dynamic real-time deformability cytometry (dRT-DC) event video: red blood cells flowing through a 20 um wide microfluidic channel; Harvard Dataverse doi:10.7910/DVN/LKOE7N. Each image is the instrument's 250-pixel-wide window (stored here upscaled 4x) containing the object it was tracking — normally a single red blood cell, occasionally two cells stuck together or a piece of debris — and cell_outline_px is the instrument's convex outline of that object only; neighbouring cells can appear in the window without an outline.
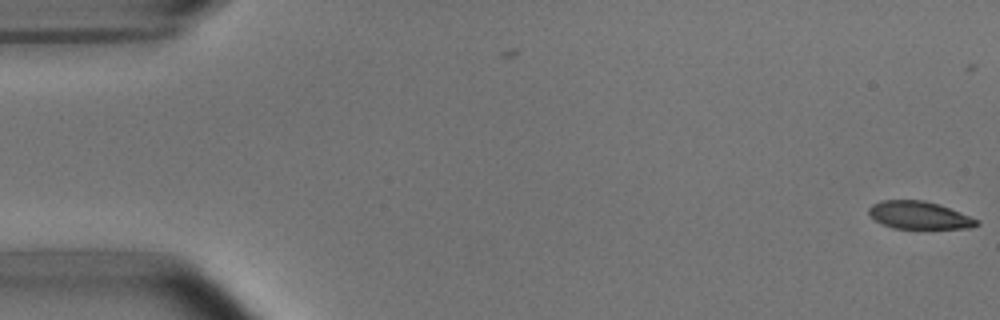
{"species": "common noctule bat (a hibernating species)", "species_latin": "Nyctalus noctula", "temperature_condition": "room temperature", "stored_images_in_passage": 4, "camera_frame_rate_fps": 3000, "um_per_image_px": 0.085, "animal": {"sex": "male", "body_mass_g": 15.6}, "frame": {"image": 1, "passage_image": 4, "time_ms": 1.0, "image_size_px": [1000, 320], "cell_outline_px": [[980, 224], [968, 228], [892, 228], [876, 220], [868, 212], [868, 208], [872, 204], [880, 200], [924, 200], [960, 212], [980, 220]], "centroid_in_image_um": [78.13, 18.29], "position_along_channel_um": 6.9, "area_um2": 17.17}}